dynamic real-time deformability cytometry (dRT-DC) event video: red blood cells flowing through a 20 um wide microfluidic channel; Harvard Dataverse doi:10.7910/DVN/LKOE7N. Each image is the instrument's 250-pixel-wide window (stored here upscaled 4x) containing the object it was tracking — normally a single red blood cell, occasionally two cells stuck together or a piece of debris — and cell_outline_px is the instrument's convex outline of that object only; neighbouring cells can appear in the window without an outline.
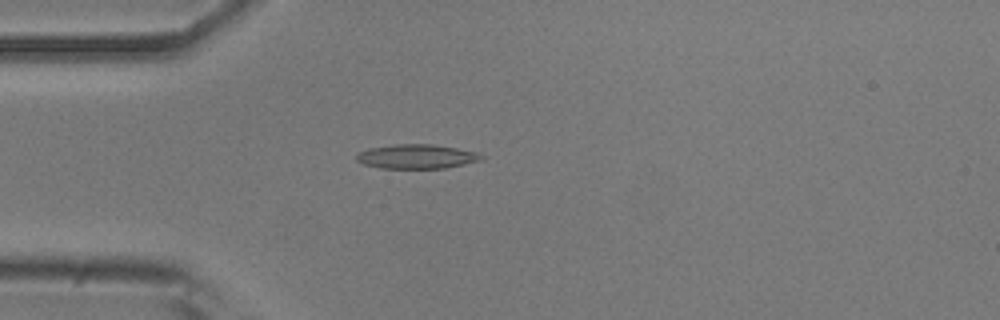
{"species": "common noctule bat (a hibernating species)", "species_latin": "Nyctalus noctula", "temperature_condition": "room temperature", "stored_images_in_passage": 53, "camera_frame_rate_fps": 3000, "um_per_image_px": 0.085, "animal": {"sex": "male", "body_mass_g": 20.5, "forearm_length_mm": 52.5}, "frame": {"image": 1, "passage_image": 14, "time_ms": 4.333, "image_size_px": [1000, 320], "cell_outline_px": [[484, 160], [444, 168], [380, 168], [364, 164], [356, 160], [356, 156], [360, 152], [368, 148], [396, 144], [432, 144], [456, 148], [476, 152], [484, 156]], "centroid_in_image_um": [35.43, 13.3], "position_along_channel_um": 49.6, "area_um2": 17.63}}
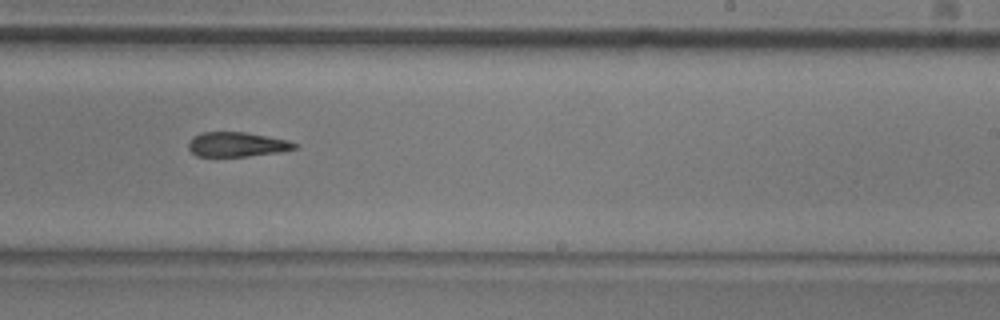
{"frame": {"image": 2, "passage_image": 32, "time_ms": 10.333, "image_size_px": [1000, 320], "cell_outline_px": [[300, 144], [296, 148], [280, 152], [248, 156], [196, 156], [188, 148], [188, 144], [192, 136], [200, 132], [244, 132], [288, 140]], "centroid_in_image_um": [20.13, 12.27], "position_along_channel_um": 268.9, "area_um2": 15.26}}
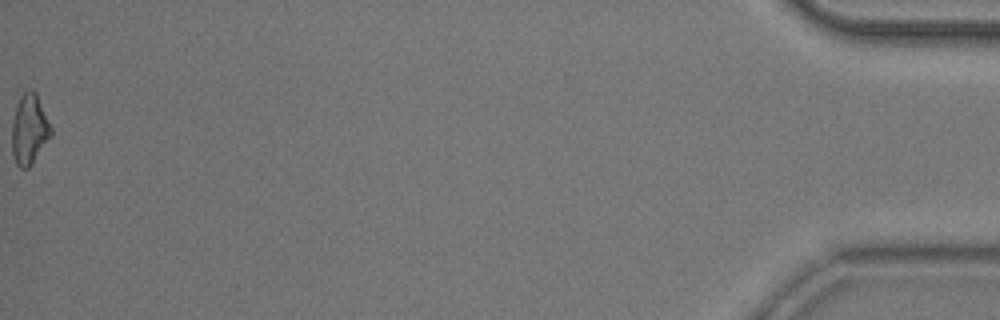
{"frame": {"image": 3, "passage_image": 53, "time_ms": 17.333, "image_size_px": [1000, 320], "cell_outline_px": [[52, 132], [32, 164], [28, 168], [20, 168], [16, 164], [12, 156], [12, 120], [16, 104], [20, 96], [28, 88], [32, 88], [36, 92], [52, 128]], "centroid_in_image_um": [2.47, 10.96], "position_along_channel_um": 432.7, "area_um2": 16.01}, "authors_computed_cell_mechanics": {"area_um2": 16.4152, "velocity_mm_per_s": 3.8056, "shape_relaxation_time_tau1_ms": null, "shape_relaxation_time_tau2_ms": 4.6844, "deformation_change_tau1": null, "deformation_change_tau2": 0.157}}